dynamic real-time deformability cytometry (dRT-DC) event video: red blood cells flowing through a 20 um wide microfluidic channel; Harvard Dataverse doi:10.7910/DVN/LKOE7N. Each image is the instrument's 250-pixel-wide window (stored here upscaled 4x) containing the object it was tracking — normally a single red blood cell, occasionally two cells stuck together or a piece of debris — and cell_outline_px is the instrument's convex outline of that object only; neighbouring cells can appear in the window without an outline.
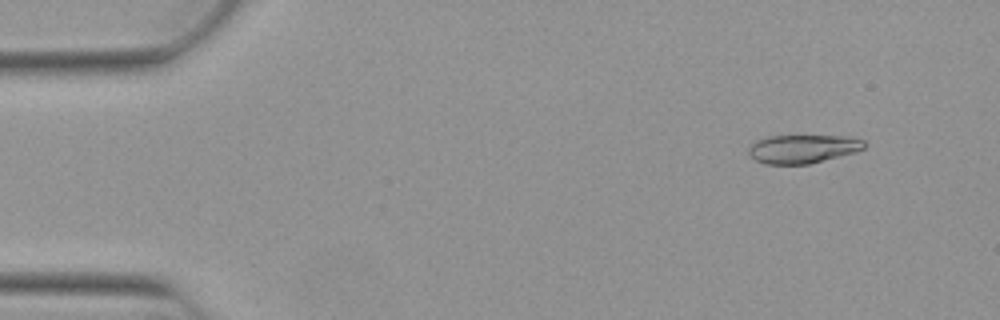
{"species": "Egyptian fruit bat (a non-hibernating species)", "species_latin": "Rousettus aegyptiacus", "temperature_condition": "warm", "stored_images_in_passage": 6, "camera_frame_rate_fps": 3000, "um_per_image_px": 0.085, "animal": {"sex": "female"}, "frame": {"image": 1, "passage_image": 5, "time_ms": 1.333, "image_size_px": [1000, 320], "cell_outline_px": [[868, 144], [864, 148], [856, 152], [808, 164], [764, 164], [756, 160], [748, 152], [748, 148], [756, 140], [768, 136], [848, 136], [864, 140]], "centroid_in_image_um": [68.26, 12.65], "position_along_channel_um": 16.7, "area_um2": 19.25}}